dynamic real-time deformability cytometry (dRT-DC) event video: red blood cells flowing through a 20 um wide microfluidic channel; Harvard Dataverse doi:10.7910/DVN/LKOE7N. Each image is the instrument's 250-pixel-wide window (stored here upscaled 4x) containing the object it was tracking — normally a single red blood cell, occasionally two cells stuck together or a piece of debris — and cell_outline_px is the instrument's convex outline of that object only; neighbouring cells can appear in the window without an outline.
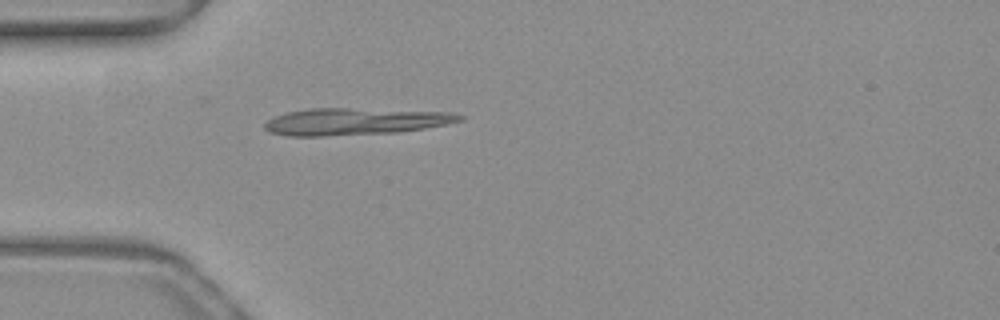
{"species": "common noctule bat (a hibernating species)", "species_latin": "Nyctalus noctula", "temperature_condition": "warm", "stored_images_in_passage": 51, "camera_frame_rate_fps": 3000, "um_per_image_px": 0.085, "animal": {"sex": "female", "body_mass_g": 19.3, "forearm_length_mm": 54.1}, "frame": {"image": 1, "passage_image": 15, "time_ms": 4.667, "image_size_px": [1000, 320], "cell_outline_px": [[464, 120], [448, 124], [424, 128], [396, 132], [320, 136], [288, 136], [268, 132], [264, 128], [264, 124], [272, 116], [288, 112], [308, 108], [348, 108], [452, 112], [464, 116]], "centroid_in_image_um": [30.16, 10.32], "position_along_channel_um": 54.8, "area_um2": 30.63}}